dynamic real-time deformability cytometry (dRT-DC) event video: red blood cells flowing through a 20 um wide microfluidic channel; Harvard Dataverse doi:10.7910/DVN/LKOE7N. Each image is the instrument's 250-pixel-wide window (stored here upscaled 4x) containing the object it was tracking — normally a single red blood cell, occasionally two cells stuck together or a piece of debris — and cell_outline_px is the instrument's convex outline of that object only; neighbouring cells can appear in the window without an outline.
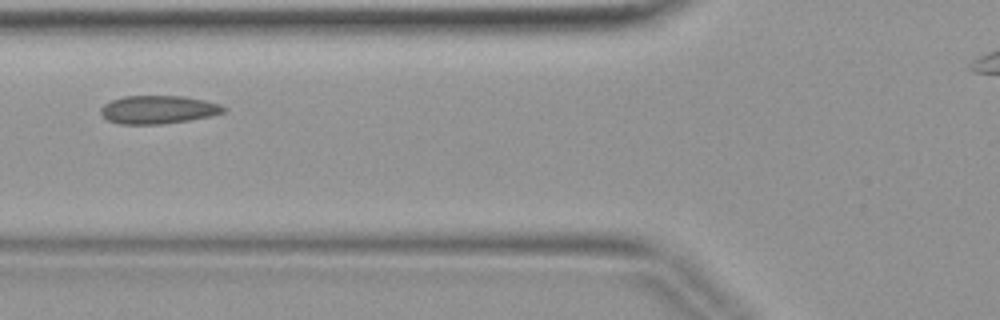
{"species": "common noctule bat (a hibernating species)", "species_latin": "Nyctalus noctula", "temperature_condition": "warm", "stored_images_in_passage": 3, "camera_frame_rate_fps": 3000, "um_per_image_px": 0.085, "animal": {"sex": "female", "body_mass_g": 19.9}, "frame": {"image": 1, "passage_image": 3, "time_ms": 0.667, "image_size_px": [1000, 320], "cell_outline_px": [[228, 108], [224, 112], [212, 116], [188, 120], [160, 124], [120, 124], [108, 120], [100, 112], [100, 108], [104, 104], [112, 100], [124, 96], [180, 96], [204, 100], [220, 104]], "centroid_in_image_um": [13.46, 9.32], "position_along_channel_um": 112.3, "area_um2": 20.11}}